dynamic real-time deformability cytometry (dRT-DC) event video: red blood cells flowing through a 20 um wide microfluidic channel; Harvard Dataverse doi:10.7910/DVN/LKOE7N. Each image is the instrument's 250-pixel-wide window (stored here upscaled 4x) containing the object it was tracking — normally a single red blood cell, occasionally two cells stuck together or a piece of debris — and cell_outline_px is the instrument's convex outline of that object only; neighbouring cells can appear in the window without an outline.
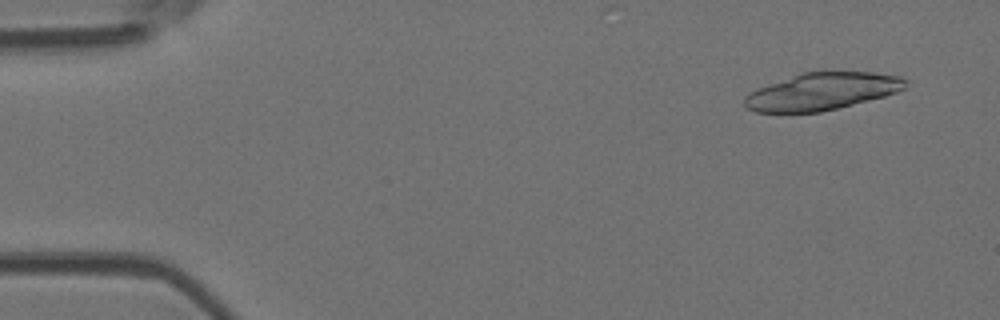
{"species": "Egyptian fruit bat (a non-hibernating species)", "species_latin": "Rousettus aegyptiacus", "temperature_condition": "room temperature", "stored_images_in_passage": 10, "camera_frame_rate_fps": 3000, "um_per_image_px": 0.085, "animal": {"sex": "female"}, "frame": {"image": 1, "passage_image": 1, "time_ms": 0.0, "image_size_px": [1000, 320], "cell_outline_px": [[908, 80], [904, 88], [896, 92], [884, 96], [820, 112], [756, 112], [748, 108], [744, 104], [744, 96], [748, 92], [756, 88], [804, 72], [828, 68], [872, 72], [900, 76]], "centroid_in_image_um": [69.88, 7.72], "position_along_channel_um": 15.1, "area_um2": 35.55}}
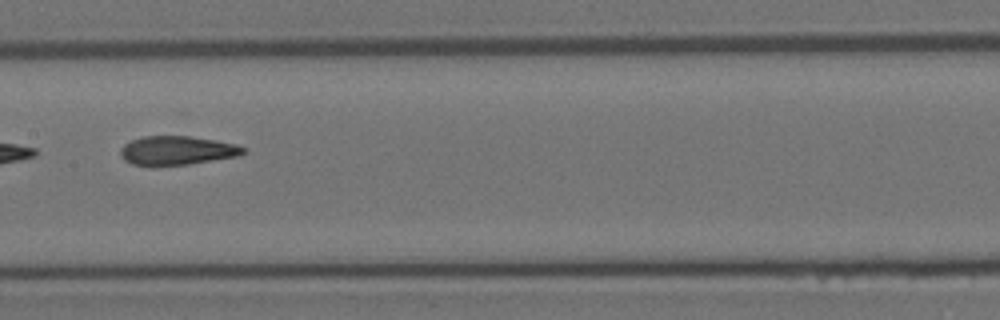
{"frame": {"image": 2, "passage_image": 7, "time_ms": 7.667, "image_size_px": [1000, 320], "cell_outline_px": [[248, 148], [240, 156], [188, 164], [132, 164], [124, 160], [120, 156], [120, 148], [124, 144], [132, 140], [144, 136], [188, 136], [236, 144]], "centroid_in_image_um": [15.07, 12.78], "position_along_channel_um": 192.3, "area_um2": 20.35}}
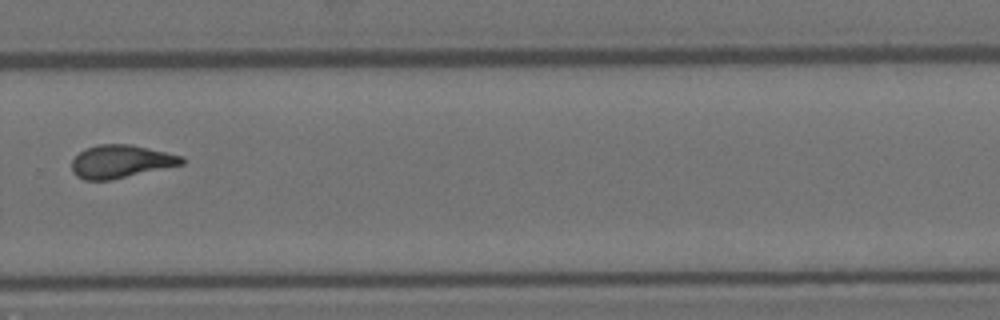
{"frame": {"image": 3, "passage_image": 10, "time_ms": 11.0, "image_size_px": [1000, 320], "cell_outline_px": [[184, 164], [112, 180], [84, 180], [76, 176], [72, 172], [72, 160], [84, 148], [96, 144], [132, 144], [184, 156]], "centroid_in_image_um": [10.27, 13.72], "position_along_channel_um": 319.5, "area_um2": 21.39}}